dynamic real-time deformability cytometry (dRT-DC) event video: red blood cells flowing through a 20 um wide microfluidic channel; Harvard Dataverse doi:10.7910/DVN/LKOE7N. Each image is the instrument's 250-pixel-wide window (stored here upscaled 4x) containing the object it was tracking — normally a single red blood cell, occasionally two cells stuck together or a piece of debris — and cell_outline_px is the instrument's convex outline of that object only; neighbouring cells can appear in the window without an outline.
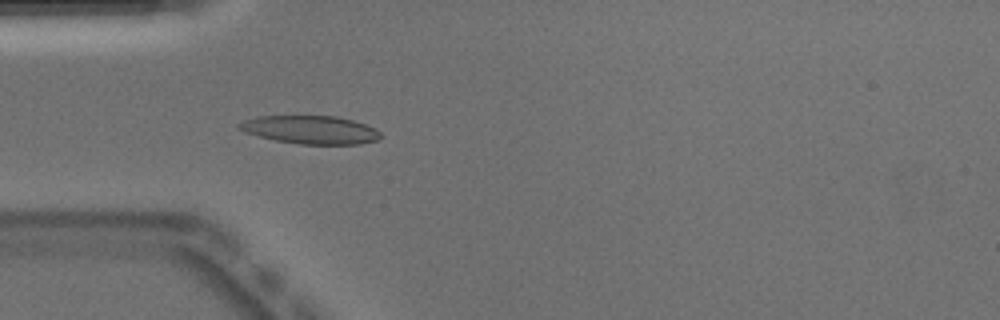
{"species": "Egyptian fruit bat (a non-hibernating species)", "species_latin": "Rousettus aegyptiacus", "temperature_condition": "warm", "stored_images_in_passage": 51, "camera_frame_rate_fps": 3000, "um_per_image_px": 0.085, "animal": {"sex": "male"}, "frame": {"image": 1, "passage_image": 15, "time_ms": 4.667, "image_size_px": [1000, 320], "cell_outline_px": [[380, 140], [360, 144], [300, 144], [276, 140], [244, 132], [236, 128], [236, 124], [244, 120], [256, 116], [336, 116], [352, 120], [376, 128], [380, 132]], "centroid_in_image_um": [26.38, 11.03], "position_along_channel_um": 58.6, "area_um2": 23.29}, "authors_computed_cell_mechanics": {"area_um2": 22.3686, "velocity_mm_per_s": 3.9115, "shape_relaxation_time_tau1_ms": 4.6573, "shape_relaxation_time_tau2_ms": 1.0049, "deformation_change_tau1": 0.175, "deformation_change_tau2": 0.0586}}